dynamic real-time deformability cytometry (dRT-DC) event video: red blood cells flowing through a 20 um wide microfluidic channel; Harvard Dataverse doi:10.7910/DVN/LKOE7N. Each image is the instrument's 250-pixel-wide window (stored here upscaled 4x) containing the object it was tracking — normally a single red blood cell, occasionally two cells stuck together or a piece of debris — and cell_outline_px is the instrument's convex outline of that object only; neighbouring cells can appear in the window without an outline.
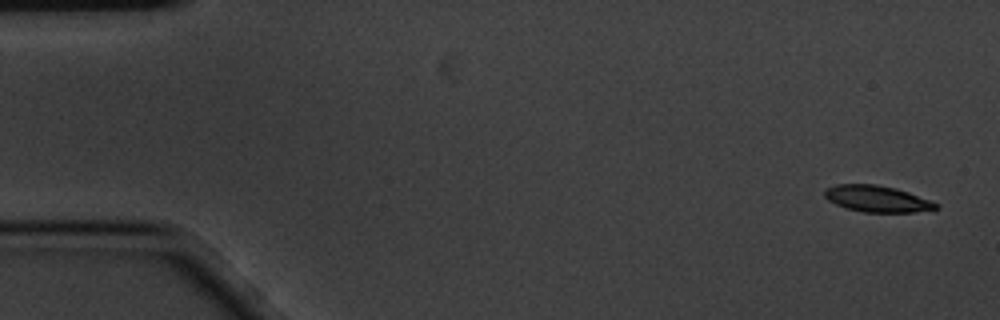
{"species": "common noctule bat (a hibernating species)", "species_latin": "Nyctalus noctula", "temperature_condition": "cold", "stored_images_in_passage": 4, "camera_frame_rate_fps": 3000, "um_per_image_px": 0.085, "animal": {"sex": "male", "body_mass_g": 20.1, "forearm_length_mm": 53.5}, "frame": {"image": 1, "passage_image": 1, "time_ms": 0.0, "image_size_px": [1000, 320], "cell_outline_px": [[940, 208], [912, 212], [864, 212], [848, 208], [836, 204], [828, 200], [824, 196], [824, 188], [836, 184], [876, 184], [896, 188], [908, 192], [940, 204]], "centroid_in_image_um": [74.54, 16.89], "position_along_channel_um": 10.5, "area_um2": 17.11}}
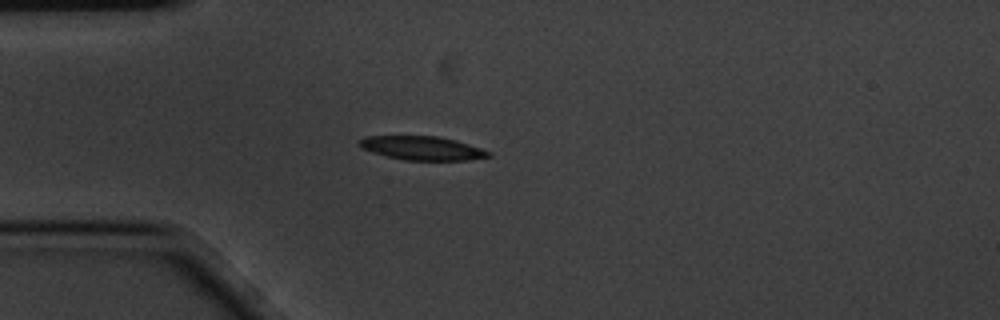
{"frame": {"image": 2, "passage_image": 4, "time_ms": 1.0, "image_size_px": [1000, 320], "cell_outline_px": [[492, 156], [464, 160], [404, 160], [372, 152], [360, 148], [356, 144], [364, 136], [440, 136], [456, 140], [492, 152]], "centroid_in_image_um": [35.86, 12.58], "position_along_channel_um": 49.1, "area_um2": 17.92}}